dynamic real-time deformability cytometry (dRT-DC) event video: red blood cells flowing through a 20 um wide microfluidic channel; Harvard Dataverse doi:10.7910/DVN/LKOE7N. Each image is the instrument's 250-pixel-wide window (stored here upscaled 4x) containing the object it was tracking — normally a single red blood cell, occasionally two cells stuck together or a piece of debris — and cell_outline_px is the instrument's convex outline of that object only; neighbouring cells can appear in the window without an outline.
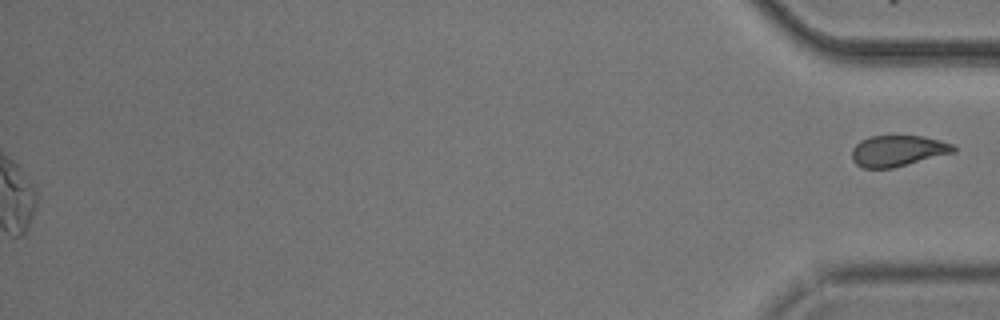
{"species": "common noctule bat (a hibernating species)", "species_latin": "Nyctalus noctula", "temperature_condition": "cold", "stored_images_in_passage": 49, "segment_of_instrument_passage": [2, 2], "camera_frame_rate_fps": 3000, "um_per_image_px": 0.085, "animal": {"sex": "male", "body_mass_g": 20.5, "forearm_length_mm": 52.5}, "frame": {"image": 1, "passage_image": 49, "time_ms": 16.0, "image_size_px": [1000, 320], "cell_outline_px": [[956, 152], [892, 168], [864, 168], [856, 164], [852, 160], [852, 148], [860, 140], [868, 136], [924, 136], [952, 144], [956, 148]], "centroid_in_image_um": [76.29, 12.82], "position_along_channel_um": 358.9, "area_um2": 18.38}}